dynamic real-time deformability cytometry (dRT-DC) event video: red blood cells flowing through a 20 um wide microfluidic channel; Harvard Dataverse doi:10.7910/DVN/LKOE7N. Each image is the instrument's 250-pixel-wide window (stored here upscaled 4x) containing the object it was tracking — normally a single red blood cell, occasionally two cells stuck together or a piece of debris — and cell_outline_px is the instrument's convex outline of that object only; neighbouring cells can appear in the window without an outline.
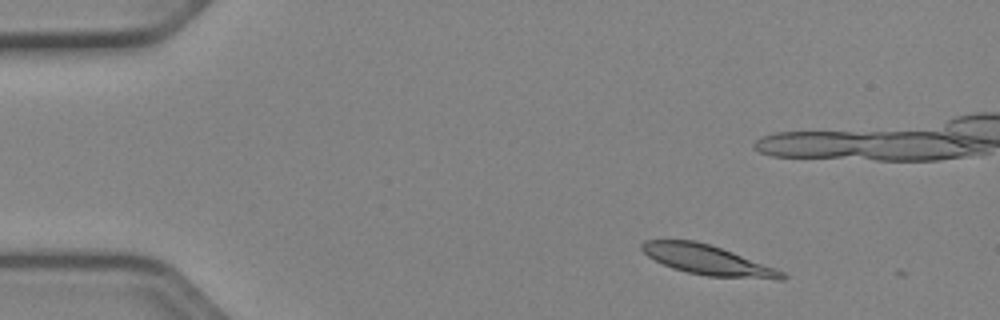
{"species": "Egyptian fruit bat (a non-hibernating species)", "species_latin": "Rousettus aegyptiacus", "temperature_condition": "cold", "stored_images_in_passage": 3, "camera_frame_rate_fps": 3000, "um_per_image_px": 0.085, "animal": {"sex": "female"}, "frame": {"image": 1, "passage_image": 2, "time_ms": 0.333, "image_size_px": [1000, 320], "cell_outline_px": [[788, 276], [784, 280], [776, 280], [708, 276], [688, 272], [672, 268], [648, 256], [640, 248], [640, 244], [644, 240], [696, 240], [732, 252], [784, 272]], "centroid_in_image_um": [60.15, 22.11], "position_along_channel_um": 24.8, "area_um2": 24.1}}